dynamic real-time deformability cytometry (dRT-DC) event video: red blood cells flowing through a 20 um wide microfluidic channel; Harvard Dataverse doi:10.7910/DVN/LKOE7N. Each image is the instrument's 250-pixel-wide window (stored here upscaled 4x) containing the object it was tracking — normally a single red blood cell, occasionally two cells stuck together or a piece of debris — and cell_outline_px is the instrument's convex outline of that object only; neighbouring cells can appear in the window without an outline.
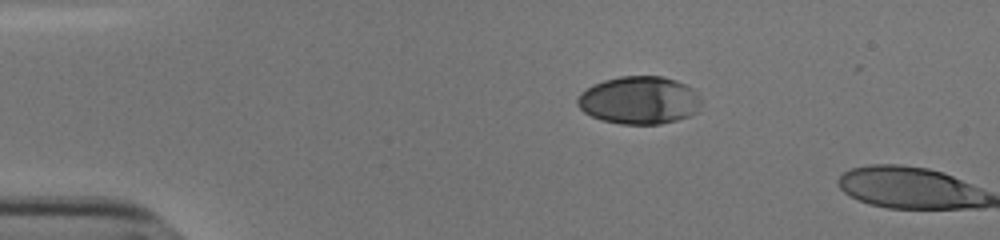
{"species": "human", "species_latin": "Homo sapiens", "temperature_condition": "cold", "stored_images_in_passage": 2, "camera_frame_rate_fps": 3000, "um_per_image_px": 0.085, "donor": {"sex": "male"}, "frame": {"image": 1, "passage_image": 1, "time_ms": 0.0, "image_size_px": [1000, 240], "cell_outline_px": [[704, 100], [696, 112], [688, 116], [676, 120], [660, 124], [620, 124], [604, 120], [592, 116], [584, 112], [576, 104], [576, 100], [580, 92], [592, 84], [604, 80], [620, 76], [664, 76], [676, 80], [692, 88]], "centroid_in_image_um": [54.34, 8.51], "position_along_channel_um": 30.7, "area_um2": 34.74}}